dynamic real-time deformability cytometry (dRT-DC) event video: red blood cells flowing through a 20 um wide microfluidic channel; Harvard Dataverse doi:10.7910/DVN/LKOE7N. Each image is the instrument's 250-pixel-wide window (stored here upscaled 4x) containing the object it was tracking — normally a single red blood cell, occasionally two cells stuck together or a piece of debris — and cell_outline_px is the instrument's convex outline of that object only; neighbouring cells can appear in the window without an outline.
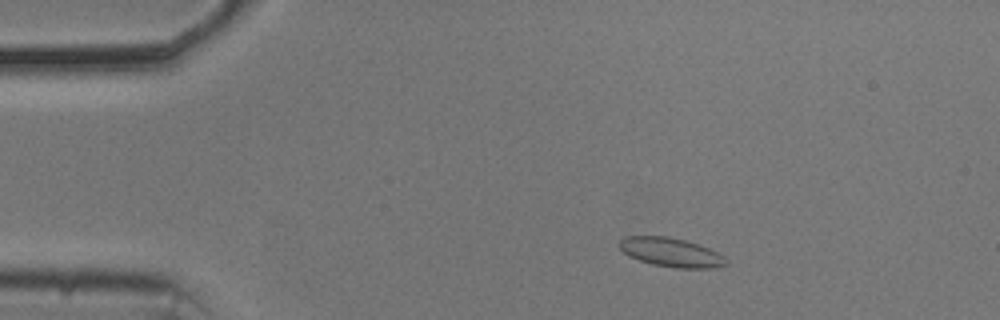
{"species": "common noctule bat (a hibernating species)", "species_latin": "Nyctalus noctula", "temperature_condition": "cold", "stored_images_in_passage": 55, "camera_frame_rate_fps": 3000, "um_per_image_px": 0.085, "animal": {"sex": "male", "body_mass_g": 20.5, "forearm_length_mm": 52.5}, "frame": {"image": 1, "passage_image": 9, "time_ms": 2.667, "image_size_px": [1000, 320], "cell_outline_px": [[728, 264], [712, 268], [676, 268], [652, 264], [628, 256], [616, 244], [624, 236], [668, 236], [684, 240], [708, 248], [724, 256]], "centroid_in_image_um": [56.99, 21.44], "position_along_channel_um": 28.0, "area_um2": 17.98}}
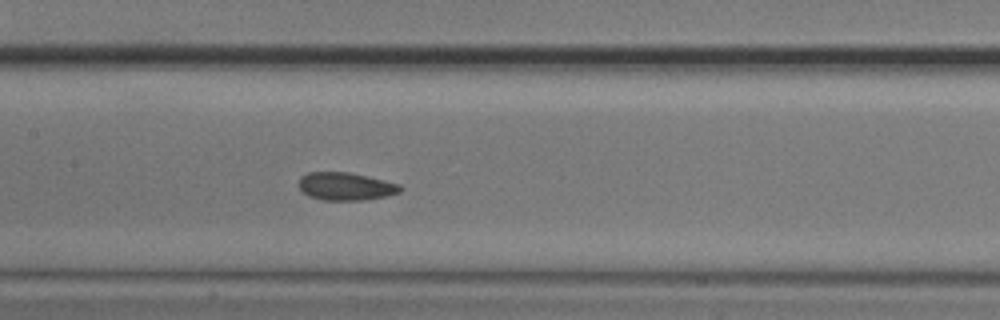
{"frame": {"image": 2, "passage_image": 26, "time_ms": 8.333, "image_size_px": [1000, 320], "cell_outline_px": [[404, 188], [400, 192], [384, 196], [364, 200], [324, 200], [308, 196], [300, 188], [300, 176], [308, 172], [348, 172], [368, 176], [400, 184]], "centroid_in_image_um": [29.4, 15.83], "position_along_channel_um": 178.0, "area_um2": 16.42}}
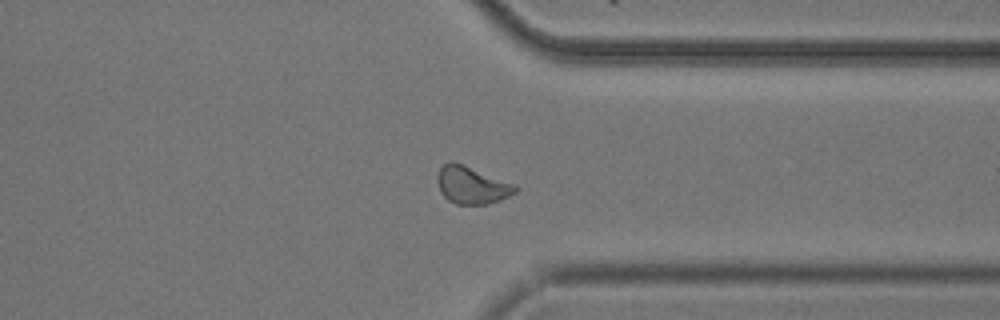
{"frame": {"image": 3, "passage_image": 42, "time_ms": 13.667, "image_size_px": [1000, 320], "cell_outline_px": [[520, 188], [516, 192], [500, 200], [488, 204], [456, 204], [448, 200], [440, 192], [436, 180], [436, 176], [440, 168], [448, 160], [452, 160], [516, 184]], "centroid_in_image_um": [40.09, 15.72], "position_along_channel_um": 371.3, "area_um2": 17.22}, "authors_computed_cell_mechanics": {"area_um2": 17.051, "velocity_mm_per_s": 3.6526, "shape_relaxation_time_tau1_ms": 2.8098, "shape_relaxation_time_tau2_ms": 1.1461, "deformation_change_tau1": 0.0822, "deformation_change_tau2": 0.0547}}